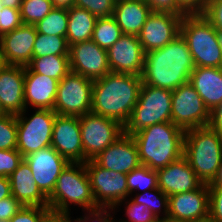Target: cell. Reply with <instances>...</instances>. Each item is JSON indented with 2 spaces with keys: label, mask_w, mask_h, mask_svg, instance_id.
<instances>
[{
  "label": "cell",
  "mask_w": 222,
  "mask_h": 222,
  "mask_svg": "<svg viewBox=\"0 0 222 222\" xmlns=\"http://www.w3.org/2000/svg\"><path fill=\"white\" fill-rule=\"evenodd\" d=\"M26 109L16 115L17 150L23 156L51 146L56 113L52 109H37L30 117H24Z\"/></svg>",
  "instance_id": "8"
},
{
  "label": "cell",
  "mask_w": 222,
  "mask_h": 222,
  "mask_svg": "<svg viewBox=\"0 0 222 222\" xmlns=\"http://www.w3.org/2000/svg\"><path fill=\"white\" fill-rule=\"evenodd\" d=\"M83 163L93 160L99 153L124 134V126L118 121L92 112L79 116Z\"/></svg>",
  "instance_id": "9"
},
{
  "label": "cell",
  "mask_w": 222,
  "mask_h": 222,
  "mask_svg": "<svg viewBox=\"0 0 222 222\" xmlns=\"http://www.w3.org/2000/svg\"><path fill=\"white\" fill-rule=\"evenodd\" d=\"M22 24L20 9L0 7V37Z\"/></svg>",
  "instance_id": "39"
},
{
  "label": "cell",
  "mask_w": 222,
  "mask_h": 222,
  "mask_svg": "<svg viewBox=\"0 0 222 222\" xmlns=\"http://www.w3.org/2000/svg\"><path fill=\"white\" fill-rule=\"evenodd\" d=\"M75 0H51L53 7L69 9L71 6H74Z\"/></svg>",
  "instance_id": "50"
},
{
  "label": "cell",
  "mask_w": 222,
  "mask_h": 222,
  "mask_svg": "<svg viewBox=\"0 0 222 222\" xmlns=\"http://www.w3.org/2000/svg\"><path fill=\"white\" fill-rule=\"evenodd\" d=\"M219 43L222 48V32H218Z\"/></svg>",
  "instance_id": "54"
},
{
  "label": "cell",
  "mask_w": 222,
  "mask_h": 222,
  "mask_svg": "<svg viewBox=\"0 0 222 222\" xmlns=\"http://www.w3.org/2000/svg\"><path fill=\"white\" fill-rule=\"evenodd\" d=\"M93 82L70 71L58 84L53 111L58 115L78 117L90 113Z\"/></svg>",
  "instance_id": "10"
},
{
  "label": "cell",
  "mask_w": 222,
  "mask_h": 222,
  "mask_svg": "<svg viewBox=\"0 0 222 222\" xmlns=\"http://www.w3.org/2000/svg\"><path fill=\"white\" fill-rule=\"evenodd\" d=\"M51 213L49 207L23 206L9 222H43Z\"/></svg>",
  "instance_id": "37"
},
{
  "label": "cell",
  "mask_w": 222,
  "mask_h": 222,
  "mask_svg": "<svg viewBox=\"0 0 222 222\" xmlns=\"http://www.w3.org/2000/svg\"><path fill=\"white\" fill-rule=\"evenodd\" d=\"M49 55L69 56L66 37L37 33L33 47V58Z\"/></svg>",
  "instance_id": "30"
},
{
  "label": "cell",
  "mask_w": 222,
  "mask_h": 222,
  "mask_svg": "<svg viewBox=\"0 0 222 222\" xmlns=\"http://www.w3.org/2000/svg\"><path fill=\"white\" fill-rule=\"evenodd\" d=\"M97 17L86 9L71 6L68 9L66 39L69 46L91 40Z\"/></svg>",
  "instance_id": "27"
},
{
  "label": "cell",
  "mask_w": 222,
  "mask_h": 222,
  "mask_svg": "<svg viewBox=\"0 0 222 222\" xmlns=\"http://www.w3.org/2000/svg\"><path fill=\"white\" fill-rule=\"evenodd\" d=\"M23 159L17 149L0 150V177H9Z\"/></svg>",
  "instance_id": "40"
},
{
  "label": "cell",
  "mask_w": 222,
  "mask_h": 222,
  "mask_svg": "<svg viewBox=\"0 0 222 222\" xmlns=\"http://www.w3.org/2000/svg\"><path fill=\"white\" fill-rule=\"evenodd\" d=\"M59 81L33 72L25 67L24 103L25 109L32 105L37 109H54Z\"/></svg>",
  "instance_id": "23"
},
{
  "label": "cell",
  "mask_w": 222,
  "mask_h": 222,
  "mask_svg": "<svg viewBox=\"0 0 222 222\" xmlns=\"http://www.w3.org/2000/svg\"><path fill=\"white\" fill-rule=\"evenodd\" d=\"M116 0H75L74 6L86 9L97 18L113 16Z\"/></svg>",
  "instance_id": "36"
},
{
  "label": "cell",
  "mask_w": 222,
  "mask_h": 222,
  "mask_svg": "<svg viewBox=\"0 0 222 222\" xmlns=\"http://www.w3.org/2000/svg\"><path fill=\"white\" fill-rule=\"evenodd\" d=\"M25 67L6 64L0 70V103L7 114L17 115L25 110Z\"/></svg>",
  "instance_id": "22"
},
{
  "label": "cell",
  "mask_w": 222,
  "mask_h": 222,
  "mask_svg": "<svg viewBox=\"0 0 222 222\" xmlns=\"http://www.w3.org/2000/svg\"><path fill=\"white\" fill-rule=\"evenodd\" d=\"M93 161L109 171L124 174L141 166L136 143L131 135L125 133L99 153Z\"/></svg>",
  "instance_id": "19"
},
{
  "label": "cell",
  "mask_w": 222,
  "mask_h": 222,
  "mask_svg": "<svg viewBox=\"0 0 222 222\" xmlns=\"http://www.w3.org/2000/svg\"><path fill=\"white\" fill-rule=\"evenodd\" d=\"M128 204L125 208L127 217L129 220L119 221V222H159L160 219L157 218L155 214L151 212L144 204H139L133 200L127 201ZM116 222V221H114Z\"/></svg>",
  "instance_id": "38"
},
{
  "label": "cell",
  "mask_w": 222,
  "mask_h": 222,
  "mask_svg": "<svg viewBox=\"0 0 222 222\" xmlns=\"http://www.w3.org/2000/svg\"><path fill=\"white\" fill-rule=\"evenodd\" d=\"M28 67L59 82L70 72L69 56L49 55L32 58Z\"/></svg>",
  "instance_id": "28"
},
{
  "label": "cell",
  "mask_w": 222,
  "mask_h": 222,
  "mask_svg": "<svg viewBox=\"0 0 222 222\" xmlns=\"http://www.w3.org/2000/svg\"><path fill=\"white\" fill-rule=\"evenodd\" d=\"M51 146L69 163H83V144L78 116L56 115Z\"/></svg>",
  "instance_id": "17"
},
{
  "label": "cell",
  "mask_w": 222,
  "mask_h": 222,
  "mask_svg": "<svg viewBox=\"0 0 222 222\" xmlns=\"http://www.w3.org/2000/svg\"><path fill=\"white\" fill-rule=\"evenodd\" d=\"M189 82L209 111L222 102V68L195 67Z\"/></svg>",
  "instance_id": "25"
},
{
  "label": "cell",
  "mask_w": 222,
  "mask_h": 222,
  "mask_svg": "<svg viewBox=\"0 0 222 222\" xmlns=\"http://www.w3.org/2000/svg\"><path fill=\"white\" fill-rule=\"evenodd\" d=\"M151 12L143 0H116L113 17L123 34L138 36Z\"/></svg>",
  "instance_id": "26"
},
{
  "label": "cell",
  "mask_w": 222,
  "mask_h": 222,
  "mask_svg": "<svg viewBox=\"0 0 222 222\" xmlns=\"http://www.w3.org/2000/svg\"><path fill=\"white\" fill-rule=\"evenodd\" d=\"M202 15L217 32H222V0H209Z\"/></svg>",
  "instance_id": "42"
},
{
  "label": "cell",
  "mask_w": 222,
  "mask_h": 222,
  "mask_svg": "<svg viewBox=\"0 0 222 222\" xmlns=\"http://www.w3.org/2000/svg\"><path fill=\"white\" fill-rule=\"evenodd\" d=\"M209 187V220L222 222V185H208Z\"/></svg>",
  "instance_id": "41"
},
{
  "label": "cell",
  "mask_w": 222,
  "mask_h": 222,
  "mask_svg": "<svg viewBox=\"0 0 222 222\" xmlns=\"http://www.w3.org/2000/svg\"><path fill=\"white\" fill-rule=\"evenodd\" d=\"M159 222H177V221H172L169 219H160Z\"/></svg>",
  "instance_id": "56"
},
{
  "label": "cell",
  "mask_w": 222,
  "mask_h": 222,
  "mask_svg": "<svg viewBox=\"0 0 222 222\" xmlns=\"http://www.w3.org/2000/svg\"><path fill=\"white\" fill-rule=\"evenodd\" d=\"M195 67L187 43L179 34L164 47L145 53L142 82L173 91L190 80Z\"/></svg>",
  "instance_id": "1"
},
{
  "label": "cell",
  "mask_w": 222,
  "mask_h": 222,
  "mask_svg": "<svg viewBox=\"0 0 222 222\" xmlns=\"http://www.w3.org/2000/svg\"><path fill=\"white\" fill-rule=\"evenodd\" d=\"M70 71L91 80L102 78L111 72L107 50L92 39L69 46Z\"/></svg>",
  "instance_id": "14"
},
{
  "label": "cell",
  "mask_w": 222,
  "mask_h": 222,
  "mask_svg": "<svg viewBox=\"0 0 222 222\" xmlns=\"http://www.w3.org/2000/svg\"><path fill=\"white\" fill-rule=\"evenodd\" d=\"M142 77L110 72L93 82L91 112L125 126L139 98Z\"/></svg>",
  "instance_id": "2"
},
{
  "label": "cell",
  "mask_w": 222,
  "mask_h": 222,
  "mask_svg": "<svg viewBox=\"0 0 222 222\" xmlns=\"http://www.w3.org/2000/svg\"><path fill=\"white\" fill-rule=\"evenodd\" d=\"M208 126L215 130L222 137V102L217 104L210 111V120Z\"/></svg>",
  "instance_id": "47"
},
{
  "label": "cell",
  "mask_w": 222,
  "mask_h": 222,
  "mask_svg": "<svg viewBox=\"0 0 222 222\" xmlns=\"http://www.w3.org/2000/svg\"><path fill=\"white\" fill-rule=\"evenodd\" d=\"M70 203L82 206L84 211L99 207L92 193L85 163H69L48 197V207L55 214H70Z\"/></svg>",
  "instance_id": "5"
},
{
  "label": "cell",
  "mask_w": 222,
  "mask_h": 222,
  "mask_svg": "<svg viewBox=\"0 0 222 222\" xmlns=\"http://www.w3.org/2000/svg\"><path fill=\"white\" fill-rule=\"evenodd\" d=\"M172 90L142 84L139 98L124 133H134L157 123L171 122Z\"/></svg>",
  "instance_id": "7"
},
{
  "label": "cell",
  "mask_w": 222,
  "mask_h": 222,
  "mask_svg": "<svg viewBox=\"0 0 222 222\" xmlns=\"http://www.w3.org/2000/svg\"><path fill=\"white\" fill-rule=\"evenodd\" d=\"M107 57L111 72L142 75L145 52L138 36L123 34L107 50Z\"/></svg>",
  "instance_id": "18"
},
{
  "label": "cell",
  "mask_w": 222,
  "mask_h": 222,
  "mask_svg": "<svg viewBox=\"0 0 222 222\" xmlns=\"http://www.w3.org/2000/svg\"><path fill=\"white\" fill-rule=\"evenodd\" d=\"M24 160L31 168L35 183L47 198L62 170L69 164L52 146L30 153Z\"/></svg>",
  "instance_id": "16"
},
{
  "label": "cell",
  "mask_w": 222,
  "mask_h": 222,
  "mask_svg": "<svg viewBox=\"0 0 222 222\" xmlns=\"http://www.w3.org/2000/svg\"><path fill=\"white\" fill-rule=\"evenodd\" d=\"M6 65L5 61H4V57H3V53H2V48L0 45V70Z\"/></svg>",
  "instance_id": "53"
},
{
  "label": "cell",
  "mask_w": 222,
  "mask_h": 222,
  "mask_svg": "<svg viewBox=\"0 0 222 222\" xmlns=\"http://www.w3.org/2000/svg\"><path fill=\"white\" fill-rule=\"evenodd\" d=\"M177 222H203L209 220V187L201 184L197 189L168 197V218Z\"/></svg>",
  "instance_id": "13"
},
{
  "label": "cell",
  "mask_w": 222,
  "mask_h": 222,
  "mask_svg": "<svg viewBox=\"0 0 222 222\" xmlns=\"http://www.w3.org/2000/svg\"><path fill=\"white\" fill-rule=\"evenodd\" d=\"M209 185H222V164L218 170L217 176Z\"/></svg>",
  "instance_id": "52"
},
{
  "label": "cell",
  "mask_w": 222,
  "mask_h": 222,
  "mask_svg": "<svg viewBox=\"0 0 222 222\" xmlns=\"http://www.w3.org/2000/svg\"><path fill=\"white\" fill-rule=\"evenodd\" d=\"M185 131L172 122L150 125L133 135L141 165L152 170L165 168L180 159L184 151Z\"/></svg>",
  "instance_id": "3"
},
{
  "label": "cell",
  "mask_w": 222,
  "mask_h": 222,
  "mask_svg": "<svg viewBox=\"0 0 222 222\" xmlns=\"http://www.w3.org/2000/svg\"><path fill=\"white\" fill-rule=\"evenodd\" d=\"M53 9L51 0H23L20 14L23 24L35 25Z\"/></svg>",
  "instance_id": "33"
},
{
  "label": "cell",
  "mask_w": 222,
  "mask_h": 222,
  "mask_svg": "<svg viewBox=\"0 0 222 222\" xmlns=\"http://www.w3.org/2000/svg\"><path fill=\"white\" fill-rule=\"evenodd\" d=\"M37 33L66 37L68 28V9L55 8L45 18L35 24Z\"/></svg>",
  "instance_id": "31"
},
{
  "label": "cell",
  "mask_w": 222,
  "mask_h": 222,
  "mask_svg": "<svg viewBox=\"0 0 222 222\" xmlns=\"http://www.w3.org/2000/svg\"><path fill=\"white\" fill-rule=\"evenodd\" d=\"M85 167L98 206L115 209L126 200L125 198L128 197L127 174L109 171L93 160H87Z\"/></svg>",
  "instance_id": "12"
},
{
  "label": "cell",
  "mask_w": 222,
  "mask_h": 222,
  "mask_svg": "<svg viewBox=\"0 0 222 222\" xmlns=\"http://www.w3.org/2000/svg\"><path fill=\"white\" fill-rule=\"evenodd\" d=\"M23 205L14 197L9 196L0 200V220L9 221Z\"/></svg>",
  "instance_id": "45"
},
{
  "label": "cell",
  "mask_w": 222,
  "mask_h": 222,
  "mask_svg": "<svg viewBox=\"0 0 222 222\" xmlns=\"http://www.w3.org/2000/svg\"><path fill=\"white\" fill-rule=\"evenodd\" d=\"M23 0H0V7L20 9Z\"/></svg>",
  "instance_id": "49"
},
{
  "label": "cell",
  "mask_w": 222,
  "mask_h": 222,
  "mask_svg": "<svg viewBox=\"0 0 222 222\" xmlns=\"http://www.w3.org/2000/svg\"><path fill=\"white\" fill-rule=\"evenodd\" d=\"M157 176L158 188L168 197L192 191L202 184L184 156L158 169Z\"/></svg>",
  "instance_id": "21"
},
{
  "label": "cell",
  "mask_w": 222,
  "mask_h": 222,
  "mask_svg": "<svg viewBox=\"0 0 222 222\" xmlns=\"http://www.w3.org/2000/svg\"><path fill=\"white\" fill-rule=\"evenodd\" d=\"M187 14H202L209 0H176Z\"/></svg>",
  "instance_id": "46"
},
{
  "label": "cell",
  "mask_w": 222,
  "mask_h": 222,
  "mask_svg": "<svg viewBox=\"0 0 222 222\" xmlns=\"http://www.w3.org/2000/svg\"><path fill=\"white\" fill-rule=\"evenodd\" d=\"M17 149L16 115L0 116V150Z\"/></svg>",
  "instance_id": "35"
},
{
  "label": "cell",
  "mask_w": 222,
  "mask_h": 222,
  "mask_svg": "<svg viewBox=\"0 0 222 222\" xmlns=\"http://www.w3.org/2000/svg\"><path fill=\"white\" fill-rule=\"evenodd\" d=\"M111 209V211L113 210V207H97L94 209H89L87 210V212H89V215H87L85 217H81V218H77L76 220L74 219L75 222H114L115 219L113 220V218L110 216V212H108L107 209ZM108 212V213H107ZM93 216V217H92ZM92 219H91V218ZM94 219V220H93ZM67 222H73L71 220V218L69 217V214L67 215Z\"/></svg>",
  "instance_id": "44"
},
{
  "label": "cell",
  "mask_w": 222,
  "mask_h": 222,
  "mask_svg": "<svg viewBox=\"0 0 222 222\" xmlns=\"http://www.w3.org/2000/svg\"><path fill=\"white\" fill-rule=\"evenodd\" d=\"M6 114L7 113L4 111V109L2 108L1 103H0V116H4Z\"/></svg>",
  "instance_id": "55"
},
{
  "label": "cell",
  "mask_w": 222,
  "mask_h": 222,
  "mask_svg": "<svg viewBox=\"0 0 222 222\" xmlns=\"http://www.w3.org/2000/svg\"><path fill=\"white\" fill-rule=\"evenodd\" d=\"M153 12H169L181 17L187 13L177 4L176 0H143Z\"/></svg>",
  "instance_id": "43"
},
{
  "label": "cell",
  "mask_w": 222,
  "mask_h": 222,
  "mask_svg": "<svg viewBox=\"0 0 222 222\" xmlns=\"http://www.w3.org/2000/svg\"><path fill=\"white\" fill-rule=\"evenodd\" d=\"M11 196L9 177H0V200Z\"/></svg>",
  "instance_id": "48"
},
{
  "label": "cell",
  "mask_w": 222,
  "mask_h": 222,
  "mask_svg": "<svg viewBox=\"0 0 222 222\" xmlns=\"http://www.w3.org/2000/svg\"><path fill=\"white\" fill-rule=\"evenodd\" d=\"M37 36L35 25L22 24L0 37L4 61L9 65L26 67L33 58V47Z\"/></svg>",
  "instance_id": "20"
},
{
  "label": "cell",
  "mask_w": 222,
  "mask_h": 222,
  "mask_svg": "<svg viewBox=\"0 0 222 222\" xmlns=\"http://www.w3.org/2000/svg\"><path fill=\"white\" fill-rule=\"evenodd\" d=\"M183 156L203 184H211L222 164V137L209 126L185 131Z\"/></svg>",
  "instance_id": "4"
},
{
  "label": "cell",
  "mask_w": 222,
  "mask_h": 222,
  "mask_svg": "<svg viewBox=\"0 0 222 222\" xmlns=\"http://www.w3.org/2000/svg\"><path fill=\"white\" fill-rule=\"evenodd\" d=\"M149 193L151 195H147ZM132 200L136 203L144 204L148 209L151 210L153 214L157 216L158 219L168 218V196L163 193L159 188L147 190L143 194H137L134 198H132ZM162 207L164 209H162ZM161 209L163 210L165 216L159 218Z\"/></svg>",
  "instance_id": "34"
},
{
  "label": "cell",
  "mask_w": 222,
  "mask_h": 222,
  "mask_svg": "<svg viewBox=\"0 0 222 222\" xmlns=\"http://www.w3.org/2000/svg\"><path fill=\"white\" fill-rule=\"evenodd\" d=\"M9 180L11 195L23 206L48 207V198L35 183L31 168L24 159L9 176Z\"/></svg>",
  "instance_id": "24"
},
{
  "label": "cell",
  "mask_w": 222,
  "mask_h": 222,
  "mask_svg": "<svg viewBox=\"0 0 222 222\" xmlns=\"http://www.w3.org/2000/svg\"><path fill=\"white\" fill-rule=\"evenodd\" d=\"M180 34L187 43L196 67L222 68V48L218 32L202 14H186Z\"/></svg>",
  "instance_id": "6"
},
{
  "label": "cell",
  "mask_w": 222,
  "mask_h": 222,
  "mask_svg": "<svg viewBox=\"0 0 222 222\" xmlns=\"http://www.w3.org/2000/svg\"><path fill=\"white\" fill-rule=\"evenodd\" d=\"M123 35L113 16L97 18L92 40L101 48L108 50Z\"/></svg>",
  "instance_id": "29"
},
{
  "label": "cell",
  "mask_w": 222,
  "mask_h": 222,
  "mask_svg": "<svg viewBox=\"0 0 222 222\" xmlns=\"http://www.w3.org/2000/svg\"><path fill=\"white\" fill-rule=\"evenodd\" d=\"M182 18L169 12L152 11L138 34L144 52L160 49L177 37Z\"/></svg>",
  "instance_id": "15"
},
{
  "label": "cell",
  "mask_w": 222,
  "mask_h": 222,
  "mask_svg": "<svg viewBox=\"0 0 222 222\" xmlns=\"http://www.w3.org/2000/svg\"><path fill=\"white\" fill-rule=\"evenodd\" d=\"M43 222H67V215L51 213Z\"/></svg>",
  "instance_id": "51"
},
{
  "label": "cell",
  "mask_w": 222,
  "mask_h": 222,
  "mask_svg": "<svg viewBox=\"0 0 222 222\" xmlns=\"http://www.w3.org/2000/svg\"><path fill=\"white\" fill-rule=\"evenodd\" d=\"M128 197L129 194L135 192V189L152 190L158 188L157 171L150 169L147 166L141 165L139 168L132 170L127 174Z\"/></svg>",
  "instance_id": "32"
},
{
  "label": "cell",
  "mask_w": 222,
  "mask_h": 222,
  "mask_svg": "<svg viewBox=\"0 0 222 222\" xmlns=\"http://www.w3.org/2000/svg\"><path fill=\"white\" fill-rule=\"evenodd\" d=\"M210 111L188 81L172 91L171 122L184 131L208 126Z\"/></svg>",
  "instance_id": "11"
}]
</instances>
